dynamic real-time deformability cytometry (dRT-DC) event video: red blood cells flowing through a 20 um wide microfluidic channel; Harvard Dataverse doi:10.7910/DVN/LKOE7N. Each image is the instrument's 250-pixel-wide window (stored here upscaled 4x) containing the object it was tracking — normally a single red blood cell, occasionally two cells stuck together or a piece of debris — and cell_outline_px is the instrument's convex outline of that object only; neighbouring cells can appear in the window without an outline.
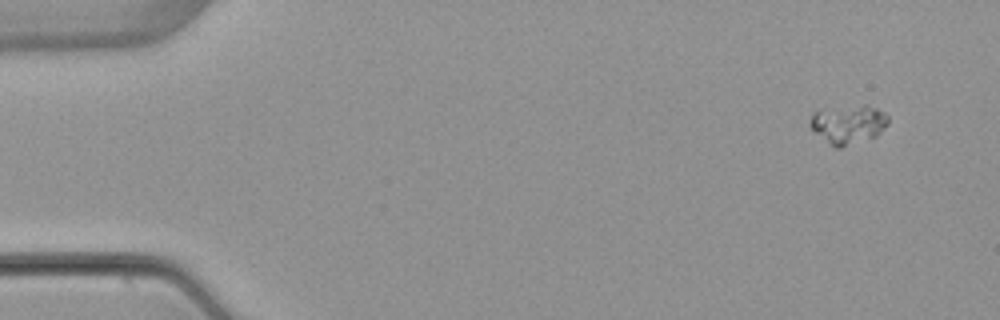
{"species": "common noctule bat (a hibernating species)", "species_latin": "Nyctalus noctula", "temperature_condition": "warm", "stored_images_in_passage": 4, "camera_frame_rate_fps": 3000, "um_per_image_px": 0.085, "animal": {"sex": "female", "body_mass_g": 22.7, "forearm_length_mm": 54.2}, "frame": {"image": 1, "passage_image": 1, "time_ms": 0.0, "image_size_px": [1000, 320], "cell_outline_px": [[888, 124], [876, 136], [840, 148], [836, 148], [816, 132], [808, 124], [808, 120], [812, 112], [864, 104], [868, 104], [884, 112], [888, 116]], "centroid_in_image_um": [72.12, 10.55], "position_along_channel_um": 12.9, "area_um2": 17.4}}
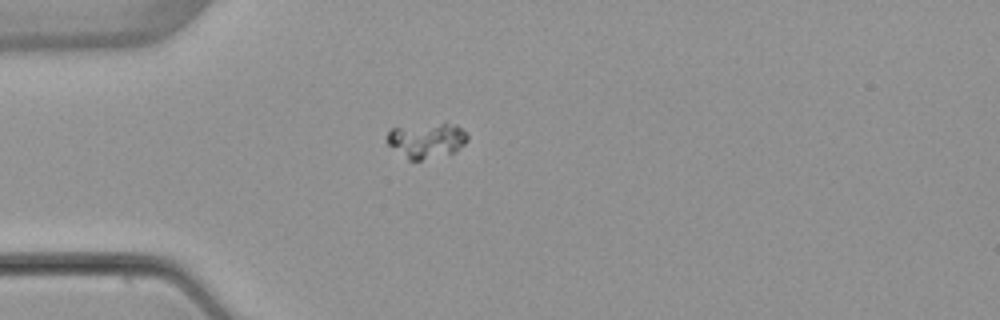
{"frame": {"image": 2, "passage_image": 4, "time_ms": 3.667, "image_size_px": [1000, 320], "cell_outline_px": [[468, 140], [456, 152], [420, 160], [408, 160], [388, 144], [384, 140], [388, 132], [392, 128], [440, 124], [456, 124], [468, 136]], "centroid_in_image_um": [36.24, 11.95], "position_along_channel_um": 48.8, "area_um2": 16.18}}